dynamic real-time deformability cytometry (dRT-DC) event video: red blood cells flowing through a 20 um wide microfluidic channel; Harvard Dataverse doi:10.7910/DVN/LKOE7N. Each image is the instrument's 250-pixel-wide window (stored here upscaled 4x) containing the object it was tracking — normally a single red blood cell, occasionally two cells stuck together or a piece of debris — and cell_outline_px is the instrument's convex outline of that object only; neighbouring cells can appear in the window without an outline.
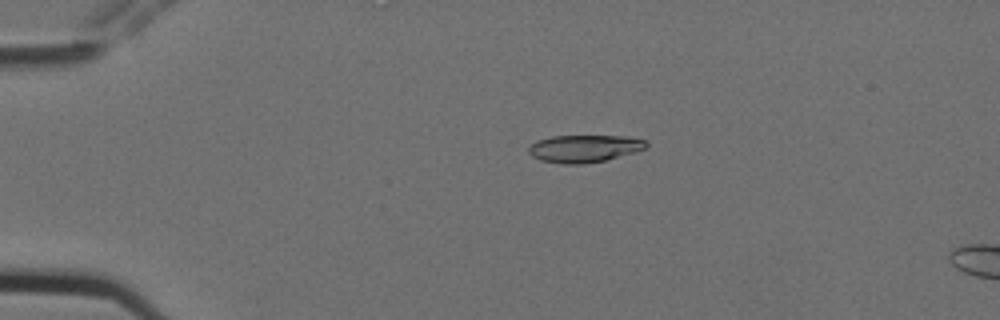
{"species": "Egyptian fruit bat (a non-hibernating species)", "species_latin": "Rousettus aegyptiacus", "temperature_condition": "cold", "stored_images_in_passage": 4, "camera_frame_rate_fps": 3000, "um_per_image_px": 0.085, "animal": {"sex": "female"}, "frame": {"image": 1, "passage_image": 3, "time_ms": 0.667, "image_size_px": [1000, 320], "cell_outline_px": [[648, 144], [644, 148], [636, 152], [604, 160], [584, 164], [564, 164], [540, 160], [532, 156], [528, 152], [528, 148], [536, 140], [552, 136], [628, 136], [648, 140]], "centroid_in_image_um": [49.67, 12.62], "position_along_channel_um": 35.3, "area_um2": 18.84}}